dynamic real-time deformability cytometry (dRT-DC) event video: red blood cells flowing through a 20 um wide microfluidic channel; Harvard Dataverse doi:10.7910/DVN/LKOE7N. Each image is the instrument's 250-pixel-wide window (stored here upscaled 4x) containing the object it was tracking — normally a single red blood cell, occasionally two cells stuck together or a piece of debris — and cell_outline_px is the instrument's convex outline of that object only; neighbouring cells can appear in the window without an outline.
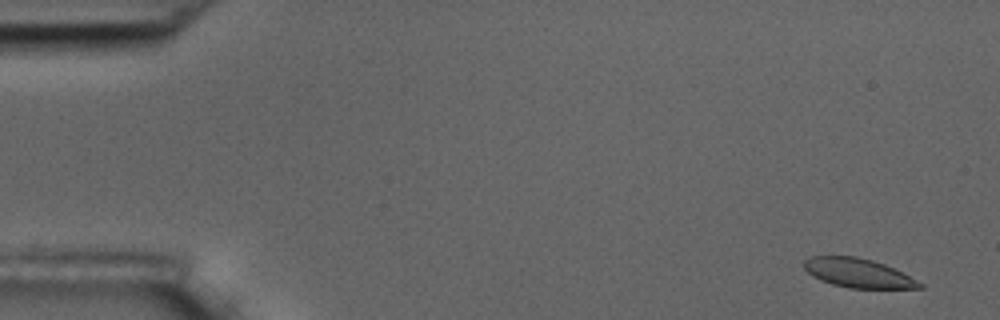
{"species": "common noctule bat (a hibernating species)", "species_latin": "Nyctalus noctula", "temperature_condition": "room temperature", "stored_images_in_passage": 5, "camera_frame_rate_fps": 3000, "um_per_image_px": 0.085, "animal": {"sex": "male", "body_mass_g": 17.5, "forearm_length_mm": 52.3}, "frame": {"image": 1, "passage_image": 1, "time_ms": 0.0, "image_size_px": [1000, 320], "cell_outline_px": [[924, 288], [848, 288], [832, 284], [820, 280], [812, 276], [804, 268], [804, 260], [812, 256], [856, 256], [872, 260], [884, 264], [924, 284]], "centroid_in_image_um": [72.9, 23.21], "position_along_channel_um": 12.1, "area_um2": 19.42}}
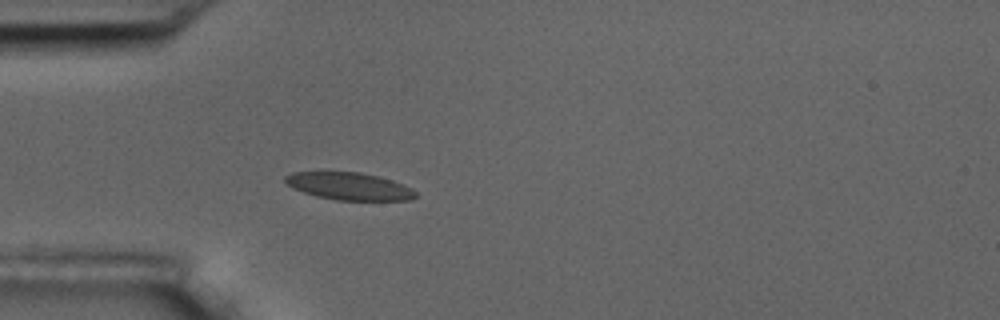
{"frame": {"image": 2, "passage_image": 5, "time_ms": 4.667, "image_size_px": [1000, 320], "cell_outline_px": [[416, 196], [412, 200], [336, 200], [316, 196], [304, 192], [288, 184], [284, 180], [284, 176], [292, 172], [360, 172], [392, 180], [404, 184], [412, 188], [416, 192]], "centroid_in_image_um": [29.71, 15.83], "position_along_channel_um": 55.3, "area_um2": 20.69}}